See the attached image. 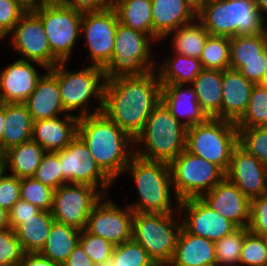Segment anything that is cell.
<instances>
[{
	"mask_svg": "<svg viewBox=\"0 0 267 266\" xmlns=\"http://www.w3.org/2000/svg\"><path fill=\"white\" fill-rule=\"evenodd\" d=\"M239 132L234 122L209 118L202 124L187 128L186 150L219 166L227 172Z\"/></svg>",
	"mask_w": 267,
	"mask_h": 266,
	"instance_id": "obj_7",
	"label": "cell"
},
{
	"mask_svg": "<svg viewBox=\"0 0 267 266\" xmlns=\"http://www.w3.org/2000/svg\"><path fill=\"white\" fill-rule=\"evenodd\" d=\"M67 62H59L48 71L57 79L63 109L76 117L94 115L102 111L106 83L104 68L89 65L80 71H70ZM98 100V107L90 109L91 99ZM91 110V111H90Z\"/></svg>",
	"mask_w": 267,
	"mask_h": 266,
	"instance_id": "obj_5",
	"label": "cell"
},
{
	"mask_svg": "<svg viewBox=\"0 0 267 266\" xmlns=\"http://www.w3.org/2000/svg\"><path fill=\"white\" fill-rule=\"evenodd\" d=\"M168 266H217L215 242L192 235L182 227Z\"/></svg>",
	"mask_w": 267,
	"mask_h": 266,
	"instance_id": "obj_26",
	"label": "cell"
},
{
	"mask_svg": "<svg viewBox=\"0 0 267 266\" xmlns=\"http://www.w3.org/2000/svg\"><path fill=\"white\" fill-rule=\"evenodd\" d=\"M6 173V161L5 158H0V179Z\"/></svg>",
	"mask_w": 267,
	"mask_h": 266,
	"instance_id": "obj_57",
	"label": "cell"
},
{
	"mask_svg": "<svg viewBox=\"0 0 267 266\" xmlns=\"http://www.w3.org/2000/svg\"><path fill=\"white\" fill-rule=\"evenodd\" d=\"M28 1H30V3H31V4H33V3H34V0H28Z\"/></svg>",
	"mask_w": 267,
	"mask_h": 266,
	"instance_id": "obj_65",
	"label": "cell"
},
{
	"mask_svg": "<svg viewBox=\"0 0 267 266\" xmlns=\"http://www.w3.org/2000/svg\"><path fill=\"white\" fill-rule=\"evenodd\" d=\"M78 136L114 182L124 174L134 155V139L126 131L100 112L79 118Z\"/></svg>",
	"mask_w": 267,
	"mask_h": 266,
	"instance_id": "obj_2",
	"label": "cell"
},
{
	"mask_svg": "<svg viewBox=\"0 0 267 266\" xmlns=\"http://www.w3.org/2000/svg\"><path fill=\"white\" fill-rule=\"evenodd\" d=\"M46 151L30 139L5 151L6 171L17 178L33 177Z\"/></svg>",
	"mask_w": 267,
	"mask_h": 266,
	"instance_id": "obj_29",
	"label": "cell"
},
{
	"mask_svg": "<svg viewBox=\"0 0 267 266\" xmlns=\"http://www.w3.org/2000/svg\"><path fill=\"white\" fill-rule=\"evenodd\" d=\"M103 196L91 185L66 183L54 190L51 214L56 222L81 231L86 229L91 210Z\"/></svg>",
	"mask_w": 267,
	"mask_h": 266,
	"instance_id": "obj_13",
	"label": "cell"
},
{
	"mask_svg": "<svg viewBox=\"0 0 267 266\" xmlns=\"http://www.w3.org/2000/svg\"><path fill=\"white\" fill-rule=\"evenodd\" d=\"M239 144L267 166V126L238 129Z\"/></svg>",
	"mask_w": 267,
	"mask_h": 266,
	"instance_id": "obj_42",
	"label": "cell"
},
{
	"mask_svg": "<svg viewBox=\"0 0 267 266\" xmlns=\"http://www.w3.org/2000/svg\"><path fill=\"white\" fill-rule=\"evenodd\" d=\"M187 128L160 101L134 139V154L142 159L170 164L186 149ZM142 144V148L139 147Z\"/></svg>",
	"mask_w": 267,
	"mask_h": 266,
	"instance_id": "obj_4",
	"label": "cell"
},
{
	"mask_svg": "<svg viewBox=\"0 0 267 266\" xmlns=\"http://www.w3.org/2000/svg\"><path fill=\"white\" fill-rule=\"evenodd\" d=\"M64 266H95L91 258L85 253L82 246L78 243L71 254L68 256Z\"/></svg>",
	"mask_w": 267,
	"mask_h": 266,
	"instance_id": "obj_52",
	"label": "cell"
},
{
	"mask_svg": "<svg viewBox=\"0 0 267 266\" xmlns=\"http://www.w3.org/2000/svg\"><path fill=\"white\" fill-rule=\"evenodd\" d=\"M10 228L9 212L0 207V230Z\"/></svg>",
	"mask_w": 267,
	"mask_h": 266,
	"instance_id": "obj_54",
	"label": "cell"
},
{
	"mask_svg": "<svg viewBox=\"0 0 267 266\" xmlns=\"http://www.w3.org/2000/svg\"><path fill=\"white\" fill-rule=\"evenodd\" d=\"M28 0H0V39H5L29 10Z\"/></svg>",
	"mask_w": 267,
	"mask_h": 266,
	"instance_id": "obj_43",
	"label": "cell"
},
{
	"mask_svg": "<svg viewBox=\"0 0 267 266\" xmlns=\"http://www.w3.org/2000/svg\"><path fill=\"white\" fill-rule=\"evenodd\" d=\"M153 42L149 35L118 22L112 58L104 68L106 80L145 75L156 70L157 63L152 59L151 50Z\"/></svg>",
	"mask_w": 267,
	"mask_h": 266,
	"instance_id": "obj_8",
	"label": "cell"
},
{
	"mask_svg": "<svg viewBox=\"0 0 267 266\" xmlns=\"http://www.w3.org/2000/svg\"><path fill=\"white\" fill-rule=\"evenodd\" d=\"M54 221L51 212L40 210L14 229L25 253H39L42 250Z\"/></svg>",
	"mask_w": 267,
	"mask_h": 266,
	"instance_id": "obj_31",
	"label": "cell"
},
{
	"mask_svg": "<svg viewBox=\"0 0 267 266\" xmlns=\"http://www.w3.org/2000/svg\"><path fill=\"white\" fill-rule=\"evenodd\" d=\"M200 61L203 69L224 71L230 66V38L209 35L205 41Z\"/></svg>",
	"mask_w": 267,
	"mask_h": 266,
	"instance_id": "obj_37",
	"label": "cell"
},
{
	"mask_svg": "<svg viewBox=\"0 0 267 266\" xmlns=\"http://www.w3.org/2000/svg\"><path fill=\"white\" fill-rule=\"evenodd\" d=\"M235 125L237 129L267 126V85H253L249 105Z\"/></svg>",
	"mask_w": 267,
	"mask_h": 266,
	"instance_id": "obj_36",
	"label": "cell"
},
{
	"mask_svg": "<svg viewBox=\"0 0 267 266\" xmlns=\"http://www.w3.org/2000/svg\"><path fill=\"white\" fill-rule=\"evenodd\" d=\"M191 5H193L197 10H199L204 5V0H187Z\"/></svg>",
	"mask_w": 267,
	"mask_h": 266,
	"instance_id": "obj_58",
	"label": "cell"
},
{
	"mask_svg": "<svg viewBox=\"0 0 267 266\" xmlns=\"http://www.w3.org/2000/svg\"><path fill=\"white\" fill-rule=\"evenodd\" d=\"M173 56L156 67L161 85L170 84H192L194 79L202 72L201 61L195 57H189L176 52L171 53Z\"/></svg>",
	"mask_w": 267,
	"mask_h": 266,
	"instance_id": "obj_30",
	"label": "cell"
},
{
	"mask_svg": "<svg viewBox=\"0 0 267 266\" xmlns=\"http://www.w3.org/2000/svg\"><path fill=\"white\" fill-rule=\"evenodd\" d=\"M239 265L267 266V243L264 236L250 231L245 234Z\"/></svg>",
	"mask_w": 267,
	"mask_h": 266,
	"instance_id": "obj_41",
	"label": "cell"
},
{
	"mask_svg": "<svg viewBox=\"0 0 267 266\" xmlns=\"http://www.w3.org/2000/svg\"><path fill=\"white\" fill-rule=\"evenodd\" d=\"M57 153L61 161L62 185L88 184L107 196L106 193L114 181L98 166L87 145L78 135Z\"/></svg>",
	"mask_w": 267,
	"mask_h": 266,
	"instance_id": "obj_12",
	"label": "cell"
},
{
	"mask_svg": "<svg viewBox=\"0 0 267 266\" xmlns=\"http://www.w3.org/2000/svg\"><path fill=\"white\" fill-rule=\"evenodd\" d=\"M33 64L48 70L41 63L21 59L0 70V103H25L43 75Z\"/></svg>",
	"mask_w": 267,
	"mask_h": 266,
	"instance_id": "obj_19",
	"label": "cell"
},
{
	"mask_svg": "<svg viewBox=\"0 0 267 266\" xmlns=\"http://www.w3.org/2000/svg\"><path fill=\"white\" fill-rule=\"evenodd\" d=\"M112 6L118 14L120 23L153 39L151 0H118Z\"/></svg>",
	"mask_w": 267,
	"mask_h": 266,
	"instance_id": "obj_33",
	"label": "cell"
},
{
	"mask_svg": "<svg viewBox=\"0 0 267 266\" xmlns=\"http://www.w3.org/2000/svg\"><path fill=\"white\" fill-rule=\"evenodd\" d=\"M223 71L203 69L191 84L197 100L209 118L221 119Z\"/></svg>",
	"mask_w": 267,
	"mask_h": 266,
	"instance_id": "obj_28",
	"label": "cell"
},
{
	"mask_svg": "<svg viewBox=\"0 0 267 266\" xmlns=\"http://www.w3.org/2000/svg\"><path fill=\"white\" fill-rule=\"evenodd\" d=\"M54 189L37 181L33 177L22 178L20 184V199L37 206L39 209L51 212L53 207Z\"/></svg>",
	"mask_w": 267,
	"mask_h": 266,
	"instance_id": "obj_40",
	"label": "cell"
},
{
	"mask_svg": "<svg viewBox=\"0 0 267 266\" xmlns=\"http://www.w3.org/2000/svg\"><path fill=\"white\" fill-rule=\"evenodd\" d=\"M213 1H220V0H204V4L205 3H210V2H213Z\"/></svg>",
	"mask_w": 267,
	"mask_h": 266,
	"instance_id": "obj_64",
	"label": "cell"
},
{
	"mask_svg": "<svg viewBox=\"0 0 267 266\" xmlns=\"http://www.w3.org/2000/svg\"><path fill=\"white\" fill-rule=\"evenodd\" d=\"M79 244L94 264L104 262L112 256L114 245L104 238L89 233L86 229L81 230Z\"/></svg>",
	"mask_w": 267,
	"mask_h": 266,
	"instance_id": "obj_46",
	"label": "cell"
},
{
	"mask_svg": "<svg viewBox=\"0 0 267 266\" xmlns=\"http://www.w3.org/2000/svg\"><path fill=\"white\" fill-rule=\"evenodd\" d=\"M4 156H5V151H4V149L1 145V142H0V158H5Z\"/></svg>",
	"mask_w": 267,
	"mask_h": 266,
	"instance_id": "obj_60",
	"label": "cell"
},
{
	"mask_svg": "<svg viewBox=\"0 0 267 266\" xmlns=\"http://www.w3.org/2000/svg\"><path fill=\"white\" fill-rule=\"evenodd\" d=\"M161 101L170 110L173 117L184 124L186 128L202 124L209 119L199 105L196 91L192 85L190 87L185 84L161 85Z\"/></svg>",
	"mask_w": 267,
	"mask_h": 266,
	"instance_id": "obj_22",
	"label": "cell"
},
{
	"mask_svg": "<svg viewBox=\"0 0 267 266\" xmlns=\"http://www.w3.org/2000/svg\"><path fill=\"white\" fill-rule=\"evenodd\" d=\"M226 178L250 200L267 193V166L240 144L233 150Z\"/></svg>",
	"mask_w": 267,
	"mask_h": 266,
	"instance_id": "obj_18",
	"label": "cell"
},
{
	"mask_svg": "<svg viewBox=\"0 0 267 266\" xmlns=\"http://www.w3.org/2000/svg\"><path fill=\"white\" fill-rule=\"evenodd\" d=\"M169 165L174 194L180 201L201 198L226 177L219 166L186 149Z\"/></svg>",
	"mask_w": 267,
	"mask_h": 266,
	"instance_id": "obj_11",
	"label": "cell"
},
{
	"mask_svg": "<svg viewBox=\"0 0 267 266\" xmlns=\"http://www.w3.org/2000/svg\"><path fill=\"white\" fill-rule=\"evenodd\" d=\"M248 227H237L230 234L215 242L217 266H238L241 249Z\"/></svg>",
	"mask_w": 267,
	"mask_h": 266,
	"instance_id": "obj_38",
	"label": "cell"
},
{
	"mask_svg": "<svg viewBox=\"0 0 267 266\" xmlns=\"http://www.w3.org/2000/svg\"><path fill=\"white\" fill-rule=\"evenodd\" d=\"M118 0H107V2L112 6L115 4Z\"/></svg>",
	"mask_w": 267,
	"mask_h": 266,
	"instance_id": "obj_62",
	"label": "cell"
},
{
	"mask_svg": "<svg viewBox=\"0 0 267 266\" xmlns=\"http://www.w3.org/2000/svg\"><path fill=\"white\" fill-rule=\"evenodd\" d=\"M209 35L203 24L196 19L170 32L164 39H167L168 36L172 37L171 48L174 50L173 52L200 59Z\"/></svg>",
	"mask_w": 267,
	"mask_h": 266,
	"instance_id": "obj_34",
	"label": "cell"
},
{
	"mask_svg": "<svg viewBox=\"0 0 267 266\" xmlns=\"http://www.w3.org/2000/svg\"><path fill=\"white\" fill-rule=\"evenodd\" d=\"M229 68L238 70L253 84H263L267 71V57L264 60L230 61Z\"/></svg>",
	"mask_w": 267,
	"mask_h": 266,
	"instance_id": "obj_48",
	"label": "cell"
},
{
	"mask_svg": "<svg viewBox=\"0 0 267 266\" xmlns=\"http://www.w3.org/2000/svg\"><path fill=\"white\" fill-rule=\"evenodd\" d=\"M263 84H264V85H267V71H266V76H265V78H264Z\"/></svg>",
	"mask_w": 267,
	"mask_h": 266,
	"instance_id": "obj_63",
	"label": "cell"
},
{
	"mask_svg": "<svg viewBox=\"0 0 267 266\" xmlns=\"http://www.w3.org/2000/svg\"><path fill=\"white\" fill-rule=\"evenodd\" d=\"M4 126H5V103H0V142L3 137Z\"/></svg>",
	"mask_w": 267,
	"mask_h": 266,
	"instance_id": "obj_56",
	"label": "cell"
},
{
	"mask_svg": "<svg viewBox=\"0 0 267 266\" xmlns=\"http://www.w3.org/2000/svg\"><path fill=\"white\" fill-rule=\"evenodd\" d=\"M256 7L259 11L261 18L267 23V0H255Z\"/></svg>",
	"mask_w": 267,
	"mask_h": 266,
	"instance_id": "obj_55",
	"label": "cell"
},
{
	"mask_svg": "<svg viewBox=\"0 0 267 266\" xmlns=\"http://www.w3.org/2000/svg\"><path fill=\"white\" fill-rule=\"evenodd\" d=\"M119 17L113 6L83 13L80 36L85 38L91 65L105 68L111 61Z\"/></svg>",
	"mask_w": 267,
	"mask_h": 266,
	"instance_id": "obj_14",
	"label": "cell"
},
{
	"mask_svg": "<svg viewBox=\"0 0 267 266\" xmlns=\"http://www.w3.org/2000/svg\"><path fill=\"white\" fill-rule=\"evenodd\" d=\"M78 122L79 118L70 114L34 121L31 139L46 152L60 151L78 135Z\"/></svg>",
	"mask_w": 267,
	"mask_h": 266,
	"instance_id": "obj_23",
	"label": "cell"
},
{
	"mask_svg": "<svg viewBox=\"0 0 267 266\" xmlns=\"http://www.w3.org/2000/svg\"><path fill=\"white\" fill-rule=\"evenodd\" d=\"M103 196L90 212L86 230L114 246L132 240V222L135 212L128 206L119 207Z\"/></svg>",
	"mask_w": 267,
	"mask_h": 266,
	"instance_id": "obj_16",
	"label": "cell"
},
{
	"mask_svg": "<svg viewBox=\"0 0 267 266\" xmlns=\"http://www.w3.org/2000/svg\"><path fill=\"white\" fill-rule=\"evenodd\" d=\"M57 0H34V3H42V2H56Z\"/></svg>",
	"mask_w": 267,
	"mask_h": 266,
	"instance_id": "obj_61",
	"label": "cell"
},
{
	"mask_svg": "<svg viewBox=\"0 0 267 266\" xmlns=\"http://www.w3.org/2000/svg\"><path fill=\"white\" fill-rule=\"evenodd\" d=\"M253 85L238 70L223 71L221 119L236 123L243 116Z\"/></svg>",
	"mask_w": 267,
	"mask_h": 266,
	"instance_id": "obj_24",
	"label": "cell"
},
{
	"mask_svg": "<svg viewBox=\"0 0 267 266\" xmlns=\"http://www.w3.org/2000/svg\"><path fill=\"white\" fill-rule=\"evenodd\" d=\"M10 43L21 60L36 61L47 69L59 61L53 56L41 19L29 8L10 33Z\"/></svg>",
	"mask_w": 267,
	"mask_h": 266,
	"instance_id": "obj_15",
	"label": "cell"
},
{
	"mask_svg": "<svg viewBox=\"0 0 267 266\" xmlns=\"http://www.w3.org/2000/svg\"><path fill=\"white\" fill-rule=\"evenodd\" d=\"M19 266H64L54 262L40 253H25Z\"/></svg>",
	"mask_w": 267,
	"mask_h": 266,
	"instance_id": "obj_53",
	"label": "cell"
},
{
	"mask_svg": "<svg viewBox=\"0 0 267 266\" xmlns=\"http://www.w3.org/2000/svg\"><path fill=\"white\" fill-rule=\"evenodd\" d=\"M95 266H114L113 265V256H110L104 262L95 264Z\"/></svg>",
	"mask_w": 267,
	"mask_h": 266,
	"instance_id": "obj_59",
	"label": "cell"
},
{
	"mask_svg": "<svg viewBox=\"0 0 267 266\" xmlns=\"http://www.w3.org/2000/svg\"><path fill=\"white\" fill-rule=\"evenodd\" d=\"M174 213L135 212L132 222V240L145 248L158 266L172 261L182 221Z\"/></svg>",
	"mask_w": 267,
	"mask_h": 266,
	"instance_id": "obj_9",
	"label": "cell"
},
{
	"mask_svg": "<svg viewBox=\"0 0 267 266\" xmlns=\"http://www.w3.org/2000/svg\"><path fill=\"white\" fill-rule=\"evenodd\" d=\"M183 217L182 227L192 235L207 238L216 242L230 234L237 227L224 216L214 211L201 198H190L179 203V210Z\"/></svg>",
	"mask_w": 267,
	"mask_h": 266,
	"instance_id": "obj_17",
	"label": "cell"
},
{
	"mask_svg": "<svg viewBox=\"0 0 267 266\" xmlns=\"http://www.w3.org/2000/svg\"><path fill=\"white\" fill-rule=\"evenodd\" d=\"M41 19L53 56L59 62H69L81 32L83 13L57 2L30 4Z\"/></svg>",
	"mask_w": 267,
	"mask_h": 266,
	"instance_id": "obj_10",
	"label": "cell"
},
{
	"mask_svg": "<svg viewBox=\"0 0 267 266\" xmlns=\"http://www.w3.org/2000/svg\"><path fill=\"white\" fill-rule=\"evenodd\" d=\"M267 57V28L256 35L230 38V61L264 60Z\"/></svg>",
	"mask_w": 267,
	"mask_h": 266,
	"instance_id": "obj_35",
	"label": "cell"
},
{
	"mask_svg": "<svg viewBox=\"0 0 267 266\" xmlns=\"http://www.w3.org/2000/svg\"><path fill=\"white\" fill-rule=\"evenodd\" d=\"M21 179L10 175L7 172L0 179V207L8 212L20 199Z\"/></svg>",
	"mask_w": 267,
	"mask_h": 266,
	"instance_id": "obj_49",
	"label": "cell"
},
{
	"mask_svg": "<svg viewBox=\"0 0 267 266\" xmlns=\"http://www.w3.org/2000/svg\"><path fill=\"white\" fill-rule=\"evenodd\" d=\"M56 2L81 13L102 11L110 6L107 0H57Z\"/></svg>",
	"mask_w": 267,
	"mask_h": 266,
	"instance_id": "obj_51",
	"label": "cell"
},
{
	"mask_svg": "<svg viewBox=\"0 0 267 266\" xmlns=\"http://www.w3.org/2000/svg\"><path fill=\"white\" fill-rule=\"evenodd\" d=\"M248 229L256 235L265 236L267 234V193L251 199Z\"/></svg>",
	"mask_w": 267,
	"mask_h": 266,
	"instance_id": "obj_47",
	"label": "cell"
},
{
	"mask_svg": "<svg viewBox=\"0 0 267 266\" xmlns=\"http://www.w3.org/2000/svg\"><path fill=\"white\" fill-rule=\"evenodd\" d=\"M125 172L131 174L139 197L128 205L134 212L179 213L174 212L179 210L180 200L177 195L171 194L174 188L168 163L142 159L134 154ZM173 199L175 206L172 205Z\"/></svg>",
	"mask_w": 267,
	"mask_h": 266,
	"instance_id": "obj_3",
	"label": "cell"
},
{
	"mask_svg": "<svg viewBox=\"0 0 267 266\" xmlns=\"http://www.w3.org/2000/svg\"><path fill=\"white\" fill-rule=\"evenodd\" d=\"M197 19L212 36L256 35L267 28L255 0H220L205 3Z\"/></svg>",
	"mask_w": 267,
	"mask_h": 266,
	"instance_id": "obj_6",
	"label": "cell"
},
{
	"mask_svg": "<svg viewBox=\"0 0 267 266\" xmlns=\"http://www.w3.org/2000/svg\"><path fill=\"white\" fill-rule=\"evenodd\" d=\"M41 209L30 204L24 200L19 199L9 211L10 228L13 230L24 222V220L31 218L37 214Z\"/></svg>",
	"mask_w": 267,
	"mask_h": 266,
	"instance_id": "obj_50",
	"label": "cell"
},
{
	"mask_svg": "<svg viewBox=\"0 0 267 266\" xmlns=\"http://www.w3.org/2000/svg\"><path fill=\"white\" fill-rule=\"evenodd\" d=\"M33 119L25 103H5L4 151L31 139Z\"/></svg>",
	"mask_w": 267,
	"mask_h": 266,
	"instance_id": "obj_27",
	"label": "cell"
},
{
	"mask_svg": "<svg viewBox=\"0 0 267 266\" xmlns=\"http://www.w3.org/2000/svg\"><path fill=\"white\" fill-rule=\"evenodd\" d=\"M201 199L236 227H248L251 200L226 177Z\"/></svg>",
	"mask_w": 267,
	"mask_h": 266,
	"instance_id": "obj_20",
	"label": "cell"
},
{
	"mask_svg": "<svg viewBox=\"0 0 267 266\" xmlns=\"http://www.w3.org/2000/svg\"><path fill=\"white\" fill-rule=\"evenodd\" d=\"M80 233V230L72 226L54 221L46 243L39 253L54 262L64 264L79 243Z\"/></svg>",
	"mask_w": 267,
	"mask_h": 266,
	"instance_id": "obj_32",
	"label": "cell"
},
{
	"mask_svg": "<svg viewBox=\"0 0 267 266\" xmlns=\"http://www.w3.org/2000/svg\"><path fill=\"white\" fill-rule=\"evenodd\" d=\"M265 240H266V243H267V234L264 236Z\"/></svg>",
	"mask_w": 267,
	"mask_h": 266,
	"instance_id": "obj_66",
	"label": "cell"
},
{
	"mask_svg": "<svg viewBox=\"0 0 267 266\" xmlns=\"http://www.w3.org/2000/svg\"><path fill=\"white\" fill-rule=\"evenodd\" d=\"M61 161L57 152H46L33 178L56 190L62 185Z\"/></svg>",
	"mask_w": 267,
	"mask_h": 266,
	"instance_id": "obj_44",
	"label": "cell"
},
{
	"mask_svg": "<svg viewBox=\"0 0 267 266\" xmlns=\"http://www.w3.org/2000/svg\"><path fill=\"white\" fill-rule=\"evenodd\" d=\"M112 256L114 266H158L145 248L134 240L114 246Z\"/></svg>",
	"mask_w": 267,
	"mask_h": 266,
	"instance_id": "obj_39",
	"label": "cell"
},
{
	"mask_svg": "<svg viewBox=\"0 0 267 266\" xmlns=\"http://www.w3.org/2000/svg\"><path fill=\"white\" fill-rule=\"evenodd\" d=\"M25 104L33 121L67 114L61 102L58 81L48 70L38 80L34 91L25 101Z\"/></svg>",
	"mask_w": 267,
	"mask_h": 266,
	"instance_id": "obj_25",
	"label": "cell"
},
{
	"mask_svg": "<svg viewBox=\"0 0 267 266\" xmlns=\"http://www.w3.org/2000/svg\"><path fill=\"white\" fill-rule=\"evenodd\" d=\"M160 101L161 82L153 70L106 80L101 112L135 139Z\"/></svg>",
	"mask_w": 267,
	"mask_h": 266,
	"instance_id": "obj_1",
	"label": "cell"
},
{
	"mask_svg": "<svg viewBox=\"0 0 267 266\" xmlns=\"http://www.w3.org/2000/svg\"><path fill=\"white\" fill-rule=\"evenodd\" d=\"M25 254L12 228L0 230V266H19Z\"/></svg>",
	"mask_w": 267,
	"mask_h": 266,
	"instance_id": "obj_45",
	"label": "cell"
},
{
	"mask_svg": "<svg viewBox=\"0 0 267 266\" xmlns=\"http://www.w3.org/2000/svg\"><path fill=\"white\" fill-rule=\"evenodd\" d=\"M153 40L162 41L170 32L197 19V9L187 0H151Z\"/></svg>",
	"mask_w": 267,
	"mask_h": 266,
	"instance_id": "obj_21",
	"label": "cell"
}]
</instances>
